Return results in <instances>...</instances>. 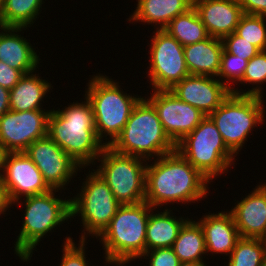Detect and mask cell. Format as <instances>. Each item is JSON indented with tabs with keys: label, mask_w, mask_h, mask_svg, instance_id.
<instances>
[{
	"label": "cell",
	"mask_w": 266,
	"mask_h": 266,
	"mask_svg": "<svg viewBox=\"0 0 266 266\" xmlns=\"http://www.w3.org/2000/svg\"><path fill=\"white\" fill-rule=\"evenodd\" d=\"M145 165V202L154 209L168 203L199 201L208 194V183L211 181L177 150Z\"/></svg>",
	"instance_id": "cell-1"
},
{
	"label": "cell",
	"mask_w": 266,
	"mask_h": 266,
	"mask_svg": "<svg viewBox=\"0 0 266 266\" xmlns=\"http://www.w3.org/2000/svg\"><path fill=\"white\" fill-rule=\"evenodd\" d=\"M82 103L52 110L48 119V136L82 168L97 160L105 145L97 137L95 116L87 97Z\"/></svg>",
	"instance_id": "cell-2"
},
{
	"label": "cell",
	"mask_w": 266,
	"mask_h": 266,
	"mask_svg": "<svg viewBox=\"0 0 266 266\" xmlns=\"http://www.w3.org/2000/svg\"><path fill=\"white\" fill-rule=\"evenodd\" d=\"M109 147L118 153L148 161L151 157L159 158L176 150V145L165 133L154 106L146 97H142L134 106L120 135Z\"/></svg>",
	"instance_id": "cell-3"
},
{
	"label": "cell",
	"mask_w": 266,
	"mask_h": 266,
	"mask_svg": "<svg viewBox=\"0 0 266 266\" xmlns=\"http://www.w3.org/2000/svg\"><path fill=\"white\" fill-rule=\"evenodd\" d=\"M232 88L230 95L209 117L222 135L227 148L237 155L247 141V136L264 121L265 108L262 87L247 92Z\"/></svg>",
	"instance_id": "cell-4"
},
{
	"label": "cell",
	"mask_w": 266,
	"mask_h": 266,
	"mask_svg": "<svg viewBox=\"0 0 266 266\" xmlns=\"http://www.w3.org/2000/svg\"><path fill=\"white\" fill-rule=\"evenodd\" d=\"M147 202L120 205L109 225L98 236L105 259L132 260L146 252V226L150 211Z\"/></svg>",
	"instance_id": "cell-5"
},
{
	"label": "cell",
	"mask_w": 266,
	"mask_h": 266,
	"mask_svg": "<svg viewBox=\"0 0 266 266\" xmlns=\"http://www.w3.org/2000/svg\"><path fill=\"white\" fill-rule=\"evenodd\" d=\"M108 77L94 75L85 94L94 112L97 137L101 142L103 137L111 139L103 142L105 146L112 144L120 135L134 106L142 98L125 93L116 81Z\"/></svg>",
	"instance_id": "cell-6"
},
{
	"label": "cell",
	"mask_w": 266,
	"mask_h": 266,
	"mask_svg": "<svg viewBox=\"0 0 266 266\" xmlns=\"http://www.w3.org/2000/svg\"><path fill=\"white\" fill-rule=\"evenodd\" d=\"M58 189L25 197V213L21 231L15 242V253L22 261L31 259L32 253L43 236L71 218L70 199L55 197ZM55 192V193H54Z\"/></svg>",
	"instance_id": "cell-7"
},
{
	"label": "cell",
	"mask_w": 266,
	"mask_h": 266,
	"mask_svg": "<svg viewBox=\"0 0 266 266\" xmlns=\"http://www.w3.org/2000/svg\"><path fill=\"white\" fill-rule=\"evenodd\" d=\"M176 150L209 181L235 164V155L209 116L176 144Z\"/></svg>",
	"instance_id": "cell-8"
},
{
	"label": "cell",
	"mask_w": 266,
	"mask_h": 266,
	"mask_svg": "<svg viewBox=\"0 0 266 266\" xmlns=\"http://www.w3.org/2000/svg\"><path fill=\"white\" fill-rule=\"evenodd\" d=\"M97 159L101 164L96 172L121 205L145 201L146 166L143 163L147 160L118 153L109 146L104 147Z\"/></svg>",
	"instance_id": "cell-9"
},
{
	"label": "cell",
	"mask_w": 266,
	"mask_h": 266,
	"mask_svg": "<svg viewBox=\"0 0 266 266\" xmlns=\"http://www.w3.org/2000/svg\"><path fill=\"white\" fill-rule=\"evenodd\" d=\"M85 180L80 193L70 199L71 218L78 214L82 218L84 235H81L80 240H85V231L87 235L98 238L121 205L96 171H91Z\"/></svg>",
	"instance_id": "cell-10"
},
{
	"label": "cell",
	"mask_w": 266,
	"mask_h": 266,
	"mask_svg": "<svg viewBox=\"0 0 266 266\" xmlns=\"http://www.w3.org/2000/svg\"><path fill=\"white\" fill-rule=\"evenodd\" d=\"M0 170V192L8 207L20 203L22 195L29 197L51 190L25 152L2 153Z\"/></svg>",
	"instance_id": "cell-11"
},
{
	"label": "cell",
	"mask_w": 266,
	"mask_h": 266,
	"mask_svg": "<svg viewBox=\"0 0 266 266\" xmlns=\"http://www.w3.org/2000/svg\"><path fill=\"white\" fill-rule=\"evenodd\" d=\"M150 47V67L153 90H170L176 83L187 77L184 47L165 30L153 32Z\"/></svg>",
	"instance_id": "cell-12"
},
{
	"label": "cell",
	"mask_w": 266,
	"mask_h": 266,
	"mask_svg": "<svg viewBox=\"0 0 266 266\" xmlns=\"http://www.w3.org/2000/svg\"><path fill=\"white\" fill-rule=\"evenodd\" d=\"M51 110H9L0 117V150L2 153L25 152L36 140L48 134Z\"/></svg>",
	"instance_id": "cell-13"
},
{
	"label": "cell",
	"mask_w": 266,
	"mask_h": 266,
	"mask_svg": "<svg viewBox=\"0 0 266 266\" xmlns=\"http://www.w3.org/2000/svg\"><path fill=\"white\" fill-rule=\"evenodd\" d=\"M147 100L154 106L163 129L176 145L206 117L200 110L180 100L170 90H154Z\"/></svg>",
	"instance_id": "cell-14"
},
{
	"label": "cell",
	"mask_w": 266,
	"mask_h": 266,
	"mask_svg": "<svg viewBox=\"0 0 266 266\" xmlns=\"http://www.w3.org/2000/svg\"><path fill=\"white\" fill-rule=\"evenodd\" d=\"M25 153L51 189H64L82 167L65 153L48 135L34 141ZM64 186V187H63Z\"/></svg>",
	"instance_id": "cell-15"
},
{
	"label": "cell",
	"mask_w": 266,
	"mask_h": 266,
	"mask_svg": "<svg viewBox=\"0 0 266 266\" xmlns=\"http://www.w3.org/2000/svg\"><path fill=\"white\" fill-rule=\"evenodd\" d=\"M214 78L206 75L189 74L176 83L170 91L183 102L209 116L231 93V90L218 78Z\"/></svg>",
	"instance_id": "cell-16"
},
{
	"label": "cell",
	"mask_w": 266,
	"mask_h": 266,
	"mask_svg": "<svg viewBox=\"0 0 266 266\" xmlns=\"http://www.w3.org/2000/svg\"><path fill=\"white\" fill-rule=\"evenodd\" d=\"M209 36L223 39L235 32L244 14L238 0H193Z\"/></svg>",
	"instance_id": "cell-17"
},
{
	"label": "cell",
	"mask_w": 266,
	"mask_h": 266,
	"mask_svg": "<svg viewBox=\"0 0 266 266\" xmlns=\"http://www.w3.org/2000/svg\"><path fill=\"white\" fill-rule=\"evenodd\" d=\"M231 209L240 237L261 239L266 231V192L259 185Z\"/></svg>",
	"instance_id": "cell-18"
},
{
	"label": "cell",
	"mask_w": 266,
	"mask_h": 266,
	"mask_svg": "<svg viewBox=\"0 0 266 266\" xmlns=\"http://www.w3.org/2000/svg\"><path fill=\"white\" fill-rule=\"evenodd\" d=\"M0 61L11 68L21 71L24 75L34 72L39 66V56L30 42L18 35L25 27H1ZM16 32V33H15Z\"/></svg>",
	"instance_id": "cell-19"
},
{
	"label": "cell",
	"mask_w": 266,
	"mask_h": 266,
	"mask_svg": "<svg viewBox=\"0 0 266 266\" xmlns=\"http://www.w3.org/2000/svg\"><path fill=\"white\" fill-rule=\"evenodd\" d=\"M203 229L206 252L230 255L240 238L232 213L207 214L198 221Z\"/></svg>",
	"instance_id": "cell-20"
},
{
	"label": "cell",
	"mask_w": 266,
	"mask_h": 266,
	"mask_svg": "<svg viewBox=\"0 0 266 266\" xmlns=\"http://www.w3.org/2000/svg\"><path fill=\"white\" fill-rule=\"evenodd\" d=\"M223 49L222 39L211 36L184 46V57L189 73L217 78Z\"/></svg>",
	"instance_id": "cell-21"
},
{
	"label": "cell",
	"mask_w": 266,
	"mask_h": 266,
	"mask_svg": "<svg viewBox=\"0 0 266 266\" xmlns=\"http://www.w3.org/2000/svg\"><path fill=\"white\" fill-rule=\"evenodd\" d=\"M193 6V0H138L136 10L128 21L154 23L163 30L177 15Z\"/></svg>",
	"instance_id": "cell-22"
},
{
	"label": "cell",
	"mask_w": 266,
	"mask_h": 266,
	"mask_svg": "<svg viewBox=\"0 0 266 266\" xmlns=\"http://www.w3.org/2000/svg\"><path fill=\"white\" fill-rule=\"evenodd\" d=\"M171 211L166 208L156 214L151 211L146 226V251L173 246L180 229L189 218L176 219Z\"/></svg>",
	"instance_id": "cell-23"
},
{
	"label": "cell",
	"mask_w": 266,
	"mask_h": 266,
	"mask_svg": "<svg viewBox=\"0 0 266 266\" xmlns=\"http://www.w3.org/2000/svg\"><path fill=\"white\" fill-rule=\"evenodd\" d=\"M34 72L25 74L10 90V110L31 111L43 109L41 102L51 89V84Z\"/></svg>",
	"instance_id": "cell-24"
},
{
	"label": "cell",
	"mask_w": 266,
	"mask_h": 266,
	"mask_svg": "<svg viewBox=\"0 0 266 266\" xmlns=\"http://www.w3.org/2000/svg\"><path fill=\"white\" fill-rule=\"evenodd\" d=\"M172 249L180 262L204 263L202 255L207 252L200 224L189 219L180 229Z\"/></svg>",
	"instance_id": "cell-25"
},
{
	"label": "cell",
	"mask_w": 266,
	"mask_h": 266,
	"mask_svg": "<svg viewBox=\"0 0 266 266\" xmlns=\"http://www.w3.org/2000/svg\"><path fill=\"white\" fill-rule=\"evenodd\" d=\"M163 30L174 37L183 47L209 37L205 25L193 6L185 13L177 15Z\"/></svg>",
	"instance_id": "cell-26"
},
{
	"label": "cell",
	"mask_w": 266,
	"mask_h": 266,
	"mask_svg": "<svg viewBox=\"0 0 266 266\" xmlns=\"http://www.w3.org/2000/svg\"><path fill=\"white\" fill-rule=\"evenodd\" d=\"M43 0H2L0 24L3 27H30L39 15ZM30 24V25H29Z\"/></svg>",
	"instance_id": "cell-27"
},
{
	"label": "cell",
	"mask_w": 266,
	"mask_h": 266,
	"mask_svg": "<svg viewBox=\"0 0 266 266\" xmlns=\"http://www.w3.org/2000/svg\"><path fill=\"white\" fill-rule=\"evenodd\" d=\"M266 245L259 238L240 237L227 266H262Z\"/></svg>",
	"instance_id": "cell-28"
},
{
	"label": "cell",
	"mask_w": 266,
	"mask_h": 266,
	"mask_svg": "<svg viewBox=\"0 0 266 266\" xmlns=\"http://www.w3.org/2000/svg\"><path fill=\"white\" fill-rule=\"evenodd\" d=\"M266 16L243 14L235 33L260 51L266 50Z\"/></svg>",
	"instance_id": "cell-29"
},
{
	"label": "cell",
	"mask_w": 266,
	"mask_h": 266,
	"mask_svg": "<svg viewBox=\"0 0 266 266\" xmlns=\"http://www.w3.org/2000/svg\"><path fill=\"white\" fill-rule=\"evenodd\" d=\"M247 64L248 60L240 58L237 55H232L223 49L217 78L219 77V80H221L227 88L232 90V87L229 85L230 82L228 81L232 80V83L235 81L241 82ZM220 78L225 79V81Z\"/></svg>",
	"instance_id": "cell-30"
},
{
	"label": "cell",
	"mask_w": 266,
	"mask_h": 266,
	"mask_svg": "<svg viewBox=\"0 0 266 266\" xmlns=\"http://www.w3.org/2000/svg\"><path fill=\"white\" fill-rule=\"evenodd\" d=\"M266 82V50L259 51L247 64L241 84L261 85Z\"/></svg>",
	"instance_id": "cell-31"
},
{
	"label": "cell",
	"mask_w": 266,
	"mask_h": 266,
	"mask_svg": "<svg viewBox=\"0 0 266 266\" xmlns=\"http://www.w3.org/2000/svg\"><path fill=\"white\" fill-rule=\"evenodd\" d=\"M222 42L224 49L228 53L237 55L240 58L246 59L248 61L260 51L256 46L250 42H247L235 32L225 36L222 39Z\"/></svg>",
	"instance_id": "cell-32"
},
{
	"label": "cell",
	"mask_w": 266,
	"mask_h": 266,
	"mask_svg": "<svg viewBox=\"0 0 266 266\" xmlns=\"http://www.w3.org/2000/svg\"><path fill=\"white\" fill-rule=\"evenodd\" d=\"M66 237L63 245V256L60 266H89L85 257V240H79L78 247L72 240Z\"/></svg>",
	"instance_id": "cell-33"
},
{
	"label": "cell",
	"mask_w": 266,
	"mask_h": 266,
	"mask_svg": "<svg viewBox=\"0 0 266 266\" xmlns=\"http://www.w3.org/2000/svg\"><path fill=\"white\" fill-rule=\"evenodd\" d=\"M142 256H144V259L149 260L150 258L149 266H179L180 264L179 258L172 247L152 249L146 251Z\"/></svg>",
	"instance_id": "cell-34"
},
{
	"label": "cell",
	"mask_w": 266,
	"mask_h": 266,
	"mask_svg": "<svg viewBox=\"0 0 266 266\" xmlns=\"http://www.w3.org/2000/svg\"><path fill=\"white\" fill-rule=\"evenodd\" d=\"M24 74L14 68H11L3 61H0V86L11 90Z\"/></svg>",
	"instance_id": "cell-35"
},
{
	"label": "cell",
	"mask_w": 266,
	"mask_h": 266,
	"mask_svg": "<svg viewBox=\"0 0 266 266\" xmlns=\"http://www.w3.org/2000/svg\"><path fill=\"white\" fill-rule=\"evenodd\" d=\"M243 13L266 16V0H238Z\"/></svg>",
	"instance_id": "cell-36"
},
{
	"label": "cell",
	"mask_w": 266,
	"mask_h": 266,
	"mask_svg": "<svg viewBox=\"0 0 266 266\" xmlns=\"http://www.w3.org/2000/svg\"><path fill=\"white\" fill-rule=\"evenodd\" d=\"M9 96L10 90L0 86V117L10 110Z\"/></svg>",
	"instance_id": "cell-37"
},
{
	"label": "cell",
	"mask_w": 266,
	"mask_h": 266,
	"mask_svg": "<svg viewBox=\"0 0 266 266\" xmlns=\"http://www.w3.org/2000/svg\"><path fill=\"white\" fill-rule=\"evenodd\" d=\"M8 205L5 203L3 194L0 192V214H4L8 210Z\"/></svg>",
	"instance_id": "cell-38"
},
{
	"label": "cell",
	"mask_w": 266,
	"mask_h": 266,
	"mask_svg": "<svg viewBox=\"0 0 266 266\" xmlns=\"http://www.w3.org/2000/svg\"><path fill=\"white\" fill-rule=\"evenodd\" d=\"M105 262L108 264H116L117 266H123L124 264H128L131 262V260H110V259H105Z\"/></svg>",
	"instance_id": "cell-39"
},
{
	"label": "cell",
	"mask_w": 266,
	"mask_h": 266,
	"mask_svg": "<svg viewBox=\"0 0 266 266\" xmlns=\"http://www.w3.org/2000/svg\"><path fill=\"white\" fill-rule=\"evenodd\" d=\"M179 266H206L205 263L180 262Z\"/></svg>",
	"instance_id": "cell-40"
},
{
	"label": "cell",
	"mask_w": 266,
	"mask_h": 266,
	"mask_svg": "<svg viewBox=\"0 0 266 266\" xmlns=\"http://www.w3.org/2000/svg\"><path fill=\"white\" fill-rule=\"evenodd\" d=\"M261 240L266 245V231H265L263 237L261 238Z\"/></svg>",
	"instance_id": "cell-41"
},
{
	"label": "cell",
	"mask_w": 266,
	"mask_h": 266,
	"mask_svg": "<svg viewBox=\"0 0 266 266\" xmlns=\"http://www.w3.org/2000/svg\"><path fill=\"white\" fill-rule=\"evenodd\" d=\"M262 266H266V251H265V254H264Z\"/></svg>",
	"instance_id": "cell-42"
},
{
	"label": "cell",
	"mask_w": 266,
	"mask_h": 266,
	"mask_svg": "<svg viewBox=\"0 0 266 266\" xmlns=\"http://www.w3.org/2000/svg\"><path fill=\"white\" fill-rule=\"evenodd\" d=\"M1 11H2V0H0V14H1ZM2 27V25L0 24V28Z\"/></svg>",
	"instance_id": "cell-43"
},
{
	"label": "cell",
	"mask_w": 266,
	"mask_h": 266,
	"mask_svg": "<svg viewBox=\"0 0 266 266\" xmlns=\"http://www.w3.org/2000/svg\"><path fill=\"white\" fill-rule=\"evenodd\" d=\"M260 186H261V187L263 188V190L266 192V183H265V184L263 183V184H261Z\"/></svg>",
	"instance_id": "cell-44"
},
{
	"label": "cell",
	"mask_w": 266,
	"mask_h": 266,
	"mask_svg": "<svg viewBox=\"0 0 266 266\" xmlns=\"http://www.w3.org/2000/svg\"><path fill=\"white\" fill-rule=\"evenodd\" d=\"M1 155H2V152H1V150H0V167H1ZM2 171L0 170V173H1Z\"/></svg>",
	"instance_id": "cell-45"
}]
</instances>
